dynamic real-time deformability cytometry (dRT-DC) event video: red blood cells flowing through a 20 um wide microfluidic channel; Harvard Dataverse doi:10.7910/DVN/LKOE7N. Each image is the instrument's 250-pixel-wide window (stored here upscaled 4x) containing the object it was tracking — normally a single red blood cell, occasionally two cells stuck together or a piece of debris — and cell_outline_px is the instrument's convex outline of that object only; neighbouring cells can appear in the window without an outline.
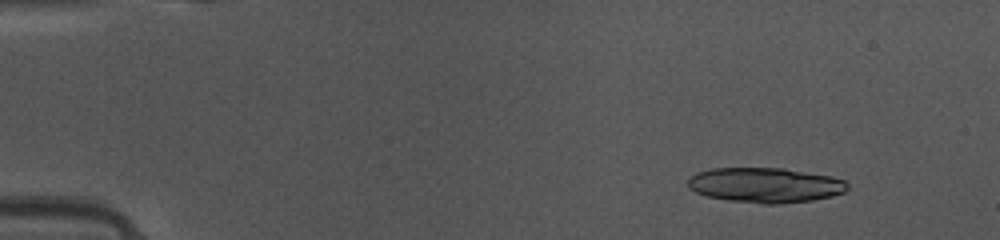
{"species": "common noctule bat (a hibernating species)", "species_latin": "Nyctalus noctula", "temperature_condition": "warm", "stored_images_in_passage": 49, "segment_of_instrument_passage": [1, 2], "camera_frame_rate_fps": 3000, "um_per_image_px": 0.085, "animal": {"sex": "female", "body_mass_g": 10.0, "forearm_length_mm": 53.1}, "frame": {"image": 1, "passage_image": 6, "time_ms": 1.667, "image_size_px": [1000, 240], "cell_outline_px": [[848, 188], [844, 192], [832, 196], [812, 200], [780, 204], [764, 204], [728, 200], [708, 196], [696, 192], [688, 188], [688, 176], [696, 172], [712, 168], [784, 168], [832, 176], [844, 180], [848, 184]], "centroid_in_image_um": [65.03, 15.73], "position_along_channel_um": 20.0, "area_um2": 32.71}}